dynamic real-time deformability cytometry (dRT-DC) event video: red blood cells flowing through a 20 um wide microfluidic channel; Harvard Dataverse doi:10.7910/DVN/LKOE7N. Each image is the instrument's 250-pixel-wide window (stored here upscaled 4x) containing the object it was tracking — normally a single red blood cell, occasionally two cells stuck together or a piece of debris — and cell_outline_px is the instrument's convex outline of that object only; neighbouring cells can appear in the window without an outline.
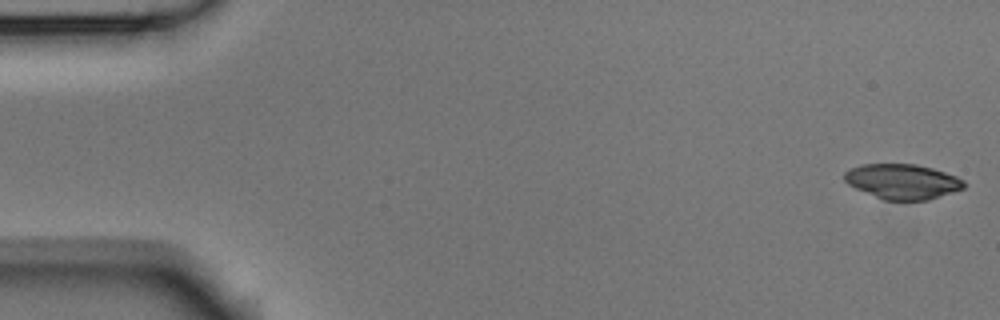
{"species": "Egyptian fruit bat (a non-hibernating species)", "species_latin": "Rousettus aegyptiacus", "temperature_condition": "room temperature", "stored_images_in_passage": 53, "camera_frame_rate_fps": 3000, "um_per_image_px": 0.085, "animal": {"sex": "male"}, "frame": {"image": 1, "passage_image": 1, "time_ms": 0.0, "image_size_px": [1000, 320], "cell_outline_px": [[968, 184], [964, 188], [928, 200], [884, 200], [856, 188], [848, 184], [844, 180], [844, 172], [852, 168], [864, 164], [916, 164], [932, 168], [956, 176], [964, 180]], "centroid_in_image_um": [76.74, 15.43], "position_along_channel_um": 8.3, "area_um2": 24.28}}
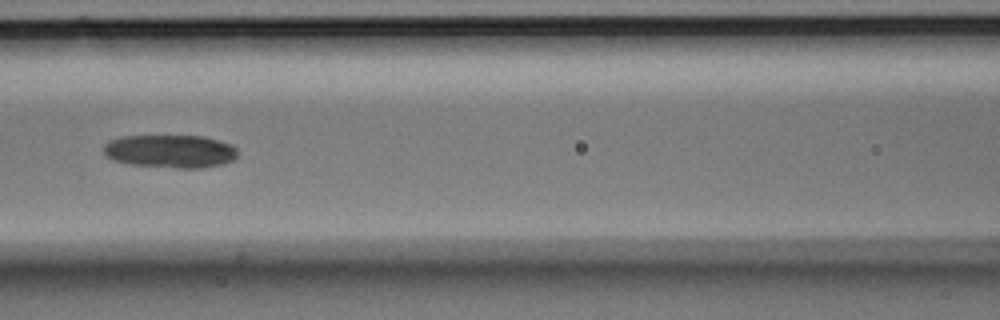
{"frame": {"image": 2, "passage_image": 23, "time_ms": 7.333, "image_size_px": [1000, 320], "cell_outline_px": [[236, 156], [232, 160], [224, 164], [200, 168], [176, 168], [132, 164], [112, 160], [104, 156], [104, 144], [108, 140], [120, 136], [204, 136], [232, 144], [236, 148]], "centroid_in_image_um": [14.45, 12.85], "position_along_channel_um": 152.2, "area_um2": 26.01}}
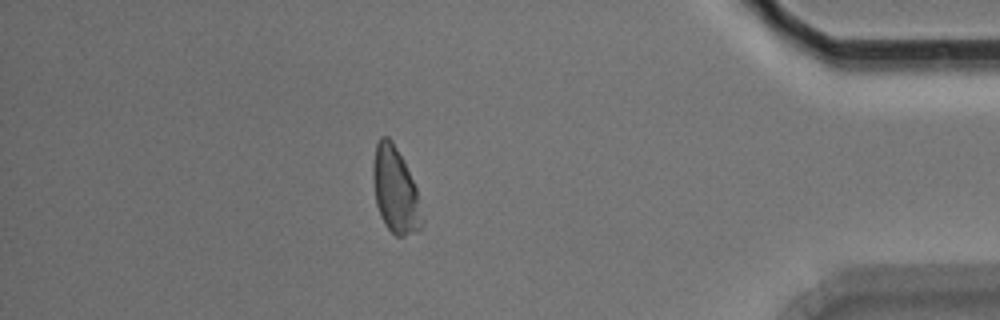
{"frame": {"image": 3, "passage_image": 46, "time_ms": 15.0, "image_size_px": [1000, 320], "cell_outline_px": [[424, 224], [416, 232], [404, 236], [396, 236], [384, 224], [380, 216], [376, 204], [372, 176], [372, 164], [376, 144], [380, 136], [388, 136], [392, 140], [404, 160], [416, 188], [424, 220]], "centroid_in_image_um": [33.59, 16.17], "position_along_channel_um": 401.6, "area_um2": 24.74}, "authors_computed_cell_mechanics": {"area_um2": 25.9522, "velocity_mm_per_s": 3.7786, "shape_relaxation_time_tau1_ms": 3.7703, "shape_relaxation_time_tau2_ms": null, "deformation_change_tau1": 0.0736, "deformation_change_tau2": null}}